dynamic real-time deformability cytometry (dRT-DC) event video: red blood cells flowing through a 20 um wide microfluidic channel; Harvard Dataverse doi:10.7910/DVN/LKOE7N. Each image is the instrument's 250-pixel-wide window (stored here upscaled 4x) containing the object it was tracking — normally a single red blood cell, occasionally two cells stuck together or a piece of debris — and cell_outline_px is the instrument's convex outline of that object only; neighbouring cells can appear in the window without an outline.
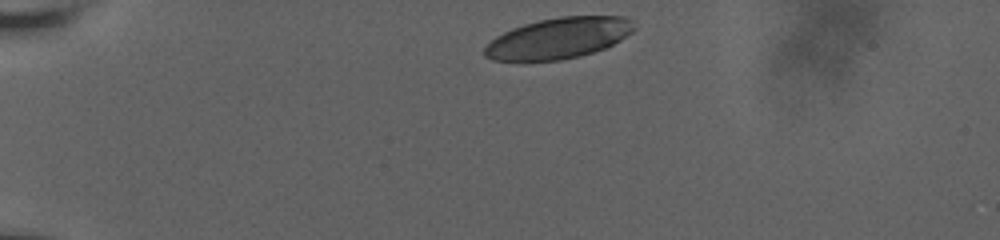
{"species": "human", "species_latin": "Homo sapiens", "temperature_condition": "room temperature", "stored_images_in_passage": 37, "camera_frame_rate_fps": 3000, "um_per_image_px": 0.085, "donor": {"sex": "male"}, "frame": {"image": 1, "passage_image": 1, "time_ms": 0.0, "image_size_px": [1000, 240], "cell_outline_px": [[636, 28], [632, 32], [620, 40], [604, 48], [580, 56], [560, 60], [492, 60], [484, 56], [484, 48], [496, 36], [512, 28], [524, 24], [540, 20], [560, 16], [628, 16]], "centroid_in_image_um": [47.5, 3.23], "position_along_channel_um": 37.5, "area_um2": 35.43}}
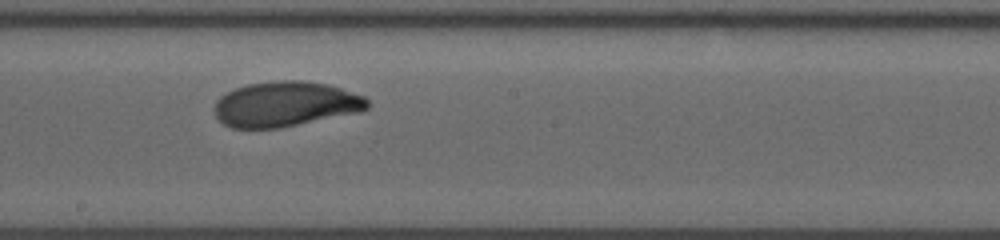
{"frame": {"image": 2, "passage_image": 22, "time_ms": 7.0, "image_size_px": [1000, 240], "cell_outline_px": [[368, 108], [360, 112], [280, 128], [232, 128], [224, 124], [216, 116], [212, 108], [216, 100], [220, 96], [236, 88], [248, 84], [276, 80], [300, 80], [328, 84], [364, 96], [368, 100]], "centroid_in_image_um": [24.24, 8.85], "position_along_channel_um": 224.0, "area_um2": 40.34}}
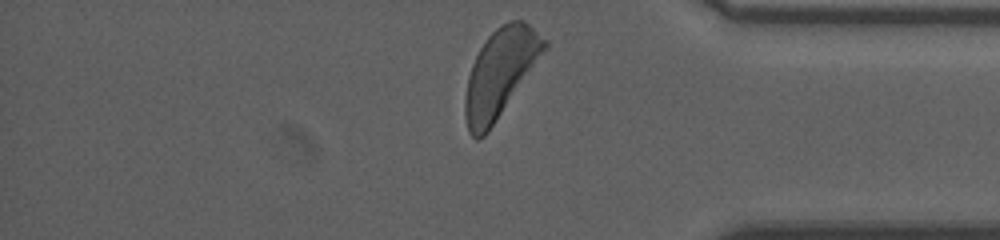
{"frame": {"image": 3, "passage_image": 37, "time_ms": 12.0, "image_size_px": [1000, 240], "cell_outline_px": [[548, 48], [488, 132], [484, 136], [476, 140], [468, 132], [464, 116], [464, 100], [468, 76], [472, 64], [480, 48], [488, 36], [500, 24], [508, 20], [524, 20], [548, 40]], "centroid_in_image_um": [42.52, 6.2], "position_along_channel_um": 392.7, "area_um2": 40.69}, "authors_computed_cell_mechanics": {"area_um2": 40.0554, "velocity_mm_per_s": 3.6295, "shape_relaxation_time_tau1_ms": 2.6723, "shape_relaxation_time_tau2_ms": null, "deformation_change_tau1": 0.1401, "deformation_change_tau2": null}}